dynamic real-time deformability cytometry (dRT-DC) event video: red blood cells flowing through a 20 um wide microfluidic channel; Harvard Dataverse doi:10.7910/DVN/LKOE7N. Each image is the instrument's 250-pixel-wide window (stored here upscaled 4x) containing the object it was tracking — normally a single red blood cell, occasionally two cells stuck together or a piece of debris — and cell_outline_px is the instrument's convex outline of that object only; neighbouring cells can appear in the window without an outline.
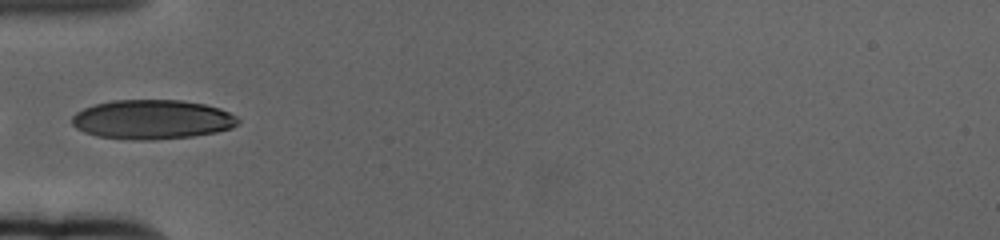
{"species": "human", "species_latin": "Homo sapiens", "temperature_condition": "cold", "stored_images_in_passage": 16, "camera_frame_rate_fps": 3000, "um_per_image_px": 0.085, "donor": {"sex": "female"}, "frame": {"image": 1, "passage_image": 1, "time_ms": 0.0, "image_size_px": [1000, 240], "cell_outline_px": [[240, 124], [232, 128], [216, 132], [192, 136], [152, 140], [132, 140], [96, 136], [84, 132], [76, 128], [72, 124], [72, 116], [76, 112], [84, 108], [96, 104], [112, 100], [180, 100], [204, 104], [220, 108], [236, 116], [240, 120]], "centroid_in_image_um": [12.94, 10.16], "position_along_channel_um": 72.1, "area_um2": 38.26}}